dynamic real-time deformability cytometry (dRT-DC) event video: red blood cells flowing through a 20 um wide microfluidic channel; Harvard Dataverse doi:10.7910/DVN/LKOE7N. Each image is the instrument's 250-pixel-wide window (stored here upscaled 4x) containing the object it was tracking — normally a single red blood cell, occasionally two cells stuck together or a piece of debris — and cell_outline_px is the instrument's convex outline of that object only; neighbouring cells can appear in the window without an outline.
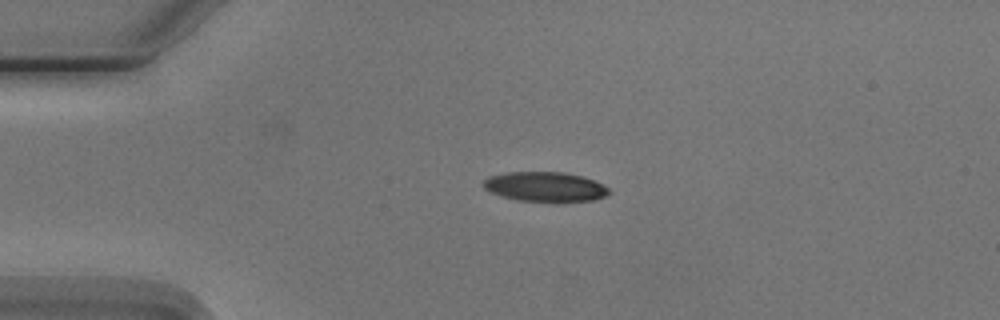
{"species": "Egyptian fruit bat (a non-hibernating species)", "species_latin": "Rousettus aegyptiacus", "temperature_condition": "cold", "stored_images_in_passage": 3, "camera_frame_rate_fps": 3000, "um_per_image_px": 0.085, "animal": {"sex": "male"}, "frame": {"image": 1, "passage_image": 2, "time_ms": 2.0, "image_size_px": [1000, 320], "cell_outline_px": [[612, 192], [604, 196], [592, 200], [560, 204], [516, 200], [492, 192], [484, 188], [480, 184], [488, 176], [504, 172], [564, 172], [584, 176], [608, 188]], "centroid_in_image_um": [46.33, 15.9], "position_along_channel_um": 38.7, "area_um2": 22.37}}